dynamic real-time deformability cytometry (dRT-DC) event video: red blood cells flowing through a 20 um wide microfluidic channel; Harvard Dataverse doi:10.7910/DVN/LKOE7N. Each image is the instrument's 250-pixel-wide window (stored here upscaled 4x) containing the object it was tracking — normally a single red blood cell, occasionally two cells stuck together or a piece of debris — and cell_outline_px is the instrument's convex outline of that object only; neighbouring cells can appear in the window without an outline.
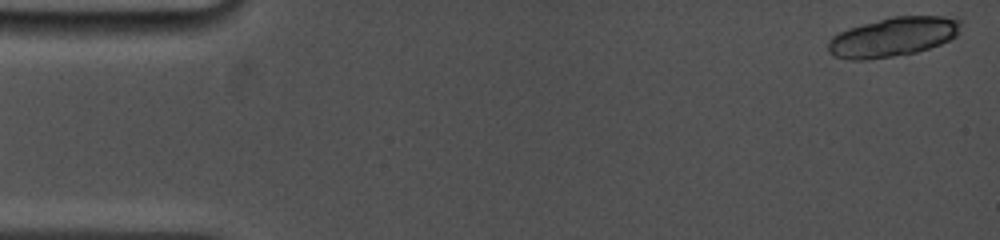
{"species": "common noctule bat (a hibernating species)", "species_latin": "Nyctalus noctula", "temperature_condition": "cold", "stored_images_in_passage": 14, "camera_frame_rate_fps": 5000, "um_per_image_px": 0.085, "animal": {"sex": "female", "body_mass_g": 19.0, "forearm_length_mm": 53.3}, "frame": {"image": 1, "passage_image": 1, "time_ms": 0.0, "image_size_px": [1000, 240], "cell_outline_px": [[964, 20], [960, 32], [956, 36], [940, 44], [916, 52], [892, 56], [864, 60], [848, 60], [832, 56], [828, 52], [828, 44], [832, 36], [848, 28], [892, 16], [956, 16]], "centroid_in_image_um": [75.95, 3.12], "position_along_channel_um": 9.0, "area_um2": 30.69}}